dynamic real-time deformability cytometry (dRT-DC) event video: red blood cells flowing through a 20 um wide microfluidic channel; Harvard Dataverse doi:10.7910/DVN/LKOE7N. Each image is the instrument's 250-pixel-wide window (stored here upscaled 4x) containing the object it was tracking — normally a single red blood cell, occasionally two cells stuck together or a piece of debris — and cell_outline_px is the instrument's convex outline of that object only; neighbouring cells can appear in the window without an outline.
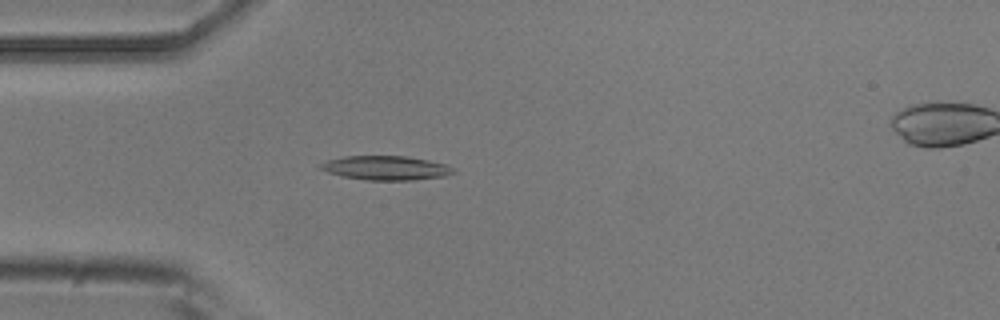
{"species": "common noctule bat (a hibernating species)", "species_latin": "Nyctalus noctula", "temperature_condition": "room temperature", "stored_images_in_passage": 4, "camera_frame_rate_fps": 3000, "um_per_image_px": 0.085, "animal": {"sex": "male", "body_mass_g": 20.5, "forearm_length_mm": 52.5}, "frame": {"image": 1, "passage_image": 3, "time_ms": 3.333, "image_size_px": [1000, 320], "cell_outline_px": [[456, 172], [444, 176], [412, 180], [368, 180], [344, 176], [328, 172], [320, 168], [320, 164], [328, 160], [344, 156], [408, 156], [428, 160], [444, 164], [456, 168]], "centroid_in_image_um": [32.84, 14.27], "position_along_channel_um": 52.2, "area_um2": 18.55}}